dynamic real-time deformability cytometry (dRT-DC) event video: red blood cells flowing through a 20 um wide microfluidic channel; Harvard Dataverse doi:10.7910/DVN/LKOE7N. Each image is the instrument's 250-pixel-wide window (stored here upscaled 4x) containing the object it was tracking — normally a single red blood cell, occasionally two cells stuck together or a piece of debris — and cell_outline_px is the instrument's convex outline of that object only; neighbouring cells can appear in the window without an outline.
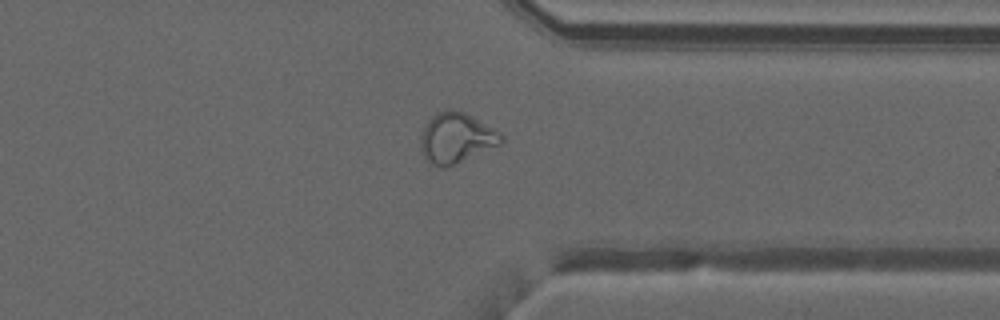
{"species": "common noctule bat (a hibernating species)", "species_latin": "Nyctalus noctula", "temperature_condition": "warm", "stored_images_in_passage": 35, "camera_frame_rate_fps": 3000, "um_per_image_px": 0.085, "animal": {"sex": "male", "forearm_length_mm": 52.5}, "frame": {"image": 1, "passage_image": 24, "time_ms": 7.667, "image_size_px": [1000, 320], "cell_outline_px": [[504, 140], [500, 144], [444, 168], [440, 168], [424, 160], [420, 148], [420, 136], [428, 120], [432, 116], [448, 108], [456, 108], [472, 116], [500, 132], [504, 136]], "centroid_in_image_um": [38.75, 11.71], "position_along_channel_um": 372.7, "area_um2": 23.58}}
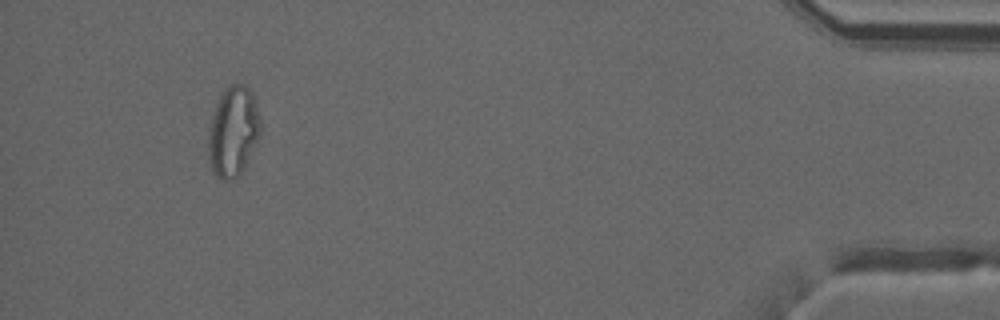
{"frame": {"image": 2, "passage_image": 32, "time_ms": 10.333, "image_size_px": [1000, 320], "cell_outline_px": [[260, 136], [244, 168], [232, 180], [220, 180], [216, 176], [212, 168], [208, 152], [208, 128], [212, 112], [224, 88], [228, 84], [244, 84], [252, 92], [260, 120]], "centroid_in_image_um": [19.8, 11.16], "position_along_channel_um": 415.4, "area_um2": 27.46}, "authors_computed_cell_mechanics": {"area_um2": 23.5246, "velocity_mm_per_s": 4.0882, "shape_relaxation_time_tau1_ms": null, "shape_relaxation_time_tau2_ms": 1.3426, "deformation_change_tau1": null, "deformation_change_tau2": 0.0831}}